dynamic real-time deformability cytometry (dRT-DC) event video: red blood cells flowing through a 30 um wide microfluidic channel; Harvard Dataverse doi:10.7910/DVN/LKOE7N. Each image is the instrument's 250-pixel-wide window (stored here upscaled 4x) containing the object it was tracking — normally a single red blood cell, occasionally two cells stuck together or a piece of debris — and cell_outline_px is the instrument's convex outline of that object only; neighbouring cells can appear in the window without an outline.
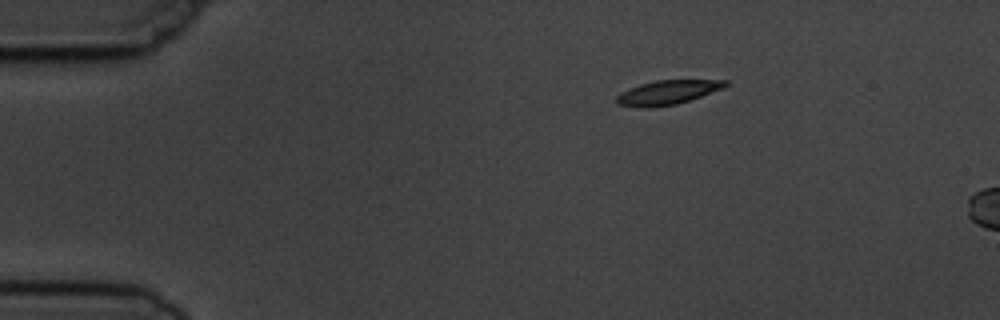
{"species": "common noctule bat (a hibernating species)", "species_latin": "Nyctalus noctula", "temperature_condition": "cold", "stored_images_in_passage": 3, "camera_frame_rate_fps": 3000, "um_per_image_px": 0.085, "animal": {"sex": "male", "body_mass_g": 19.5, "forearm_length_mm": 54.6}, "frame": {"image": 1, "passage_image": 1, "time_ms": 0.0, "image_size_px": [1000, 320], "cell_outline_px": [[728, 84], [724, 88], [676, 104], [648, 108], [644, 108], [616, 104], [616, 96], [620, 92], [640, 84], [656, 80], [728, 80]], "centroid_in_image_um": [56.71, 7.85], "position_along_channel_um": 28.3, "area_um2": 15.26}}